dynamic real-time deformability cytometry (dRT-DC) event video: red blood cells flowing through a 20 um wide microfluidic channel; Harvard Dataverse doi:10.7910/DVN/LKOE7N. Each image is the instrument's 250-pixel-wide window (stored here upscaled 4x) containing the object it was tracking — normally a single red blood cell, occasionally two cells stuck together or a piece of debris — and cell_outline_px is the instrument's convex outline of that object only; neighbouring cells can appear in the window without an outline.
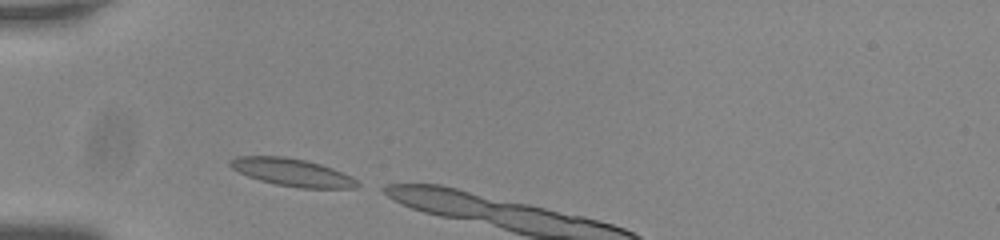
{"species": "common noctule bat (a hibernating species)", "species_latin": "Nyctalus noctula", "temperature_condition": "room temperature", "stored_images_in_passage": 5, "camera_frame_rate_fps": 3000, "um_per_image_px": 0.085, "animal": {"sex": "male", "body_mass_g": 20.0, "forearm_length_mm": 53.3}, "frame": {"image": 1, "passage_image": 1, "time_ms": 0.0, "image_size_px": [1000, 240], "cell_outline_px": [[360, 184], [356, 188], [300, 188], [276, 184], [260, 180], [248, 176], [232, 168], [228, 164], [228, 160], [236, 156], [284, 156], [304, 160], [320, 164], [332, 168], [352, 176]], "centroid_in_image_um": [24.83, 14.64], "position_along_channel_um": 60.2, "area_um2": 20.4}}